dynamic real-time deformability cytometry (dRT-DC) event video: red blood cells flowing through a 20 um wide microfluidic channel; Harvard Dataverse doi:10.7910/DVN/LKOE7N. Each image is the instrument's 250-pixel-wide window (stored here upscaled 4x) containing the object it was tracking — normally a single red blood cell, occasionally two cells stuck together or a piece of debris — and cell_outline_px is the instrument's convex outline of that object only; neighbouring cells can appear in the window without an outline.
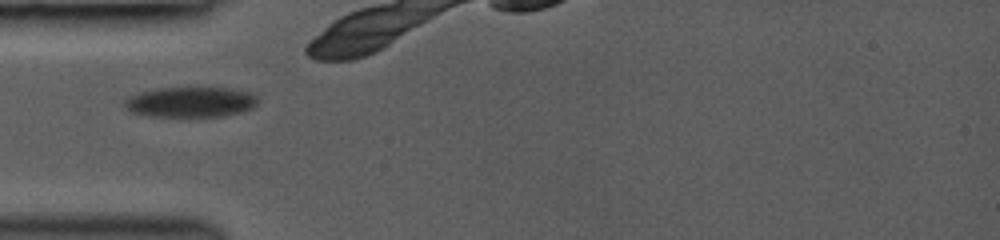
{"species": "common noctule bat (a hibernating species)", "species_latin": "Nyctalus noctula", "temperature_condition": "room temperature", "stored_images_in_passage": 5, "camera_frame_rate_fps": 3000, "um_per_image_px": 0.085, "animal": {"sex": "female", "body_mass_g": 19.0, "forearm_length_mm": 53.3}, "frame": {"image": 1, "passage_image": 1, "time_ms": 0.0, "image_size_px": [1000, 240], "cell_outline_px": [[256, 104], [252, 108], [240, 112], [224, 116], [180, 120], [148, 116], [132, 112], [124, 108], [124, 100], [128, 96], [140, 92], [156, 88], [232, 88], [252, 92], [256, 96]], "centroid_in_image_um": [16.15, 8.72], "position_along_channel_um": 68.8, "area_um2": 24.68}}